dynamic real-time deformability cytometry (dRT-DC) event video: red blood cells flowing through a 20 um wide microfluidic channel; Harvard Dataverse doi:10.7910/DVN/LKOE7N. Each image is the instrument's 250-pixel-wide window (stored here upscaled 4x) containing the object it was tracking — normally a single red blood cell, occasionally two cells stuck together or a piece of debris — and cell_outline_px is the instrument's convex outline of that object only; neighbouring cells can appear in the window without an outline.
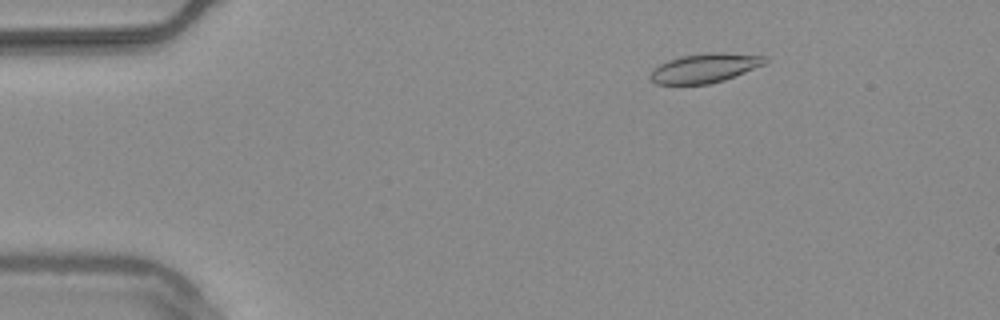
{"species": "common noctule bat (a hibernating species)", "species_latin": "Nyctalus noctula", "temperature_condition": "warm", "stored_images_in_passage": 55, "camera_frame_rate_fps": 3000, "um_per_image_px": 0.085, "animal": {"sex": "male", "body_mass_g": 20.4}, "frame": {"image": 1, "passage_image": 9, "time_ms": 2.667, "image_size_px": [1000, 320], "cell_outline_px": [[768, 60], [764, 64], [724, 80], [708, 84], [656, 84], [648, 76], [652, 68], [668, 60], [680, 56], [704, 52], [724, 52], [768, 56]], "centroid_in_image_um": [59.88, 5.77], "position_along_channel_um": 25.1, "area_um2": 19.71}}
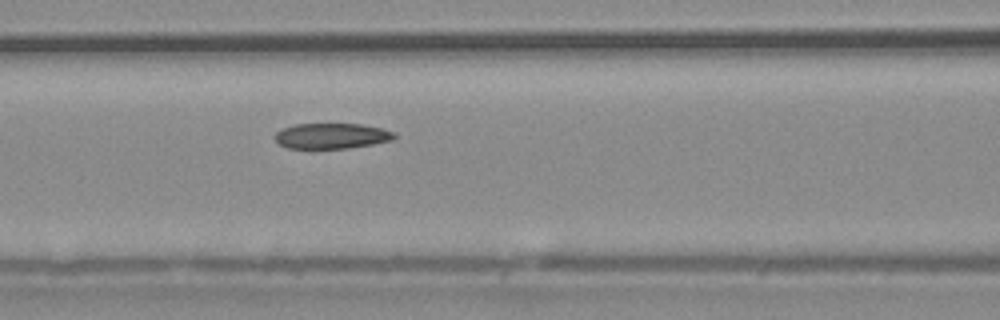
{"frame": {"image": 2, "passage_image": 24, "time_ms": 7.667, "image_size_px": [1000, 320], "cell_outline_px": [[396, 136], [392, 140], [372, 144], [348, 148], [288, 148], [280, 144], [272, 136], [280, 128], [296, 124], [360, 124], [384, 128], [396, 132]], "centroid_in_image_um": [28.19, 11.54], "position_along_channel_um": 138.4, "area_um2": 17.86}}
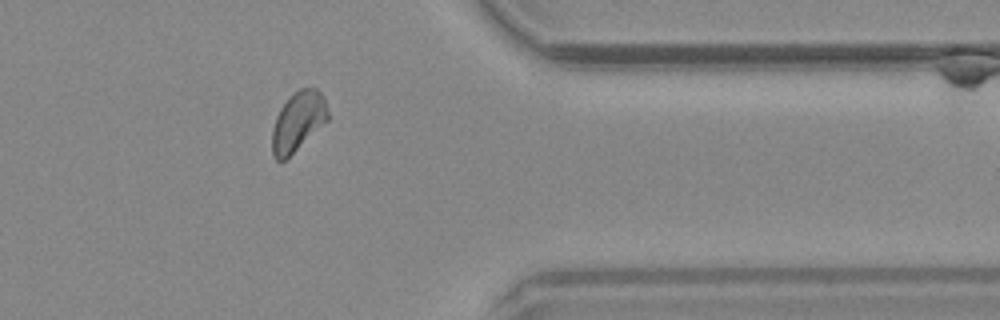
{"frame": {"image": 3, "passage_image": 45, "time_ms": 14.667, "image_size_px": [1000, 320], "cell_outline_px": [[328, 120], [284, 160], [276, 160], [272, 156], [272, 128], [276, 116], [280, 108], [288, 96], [300, 88], [316, 88], [320, 92], [324, 100], [328, 112]], "centroid_in_image_um": [25.3, 10.3], "position_along_channel_um": 386.1, "area_um2": 19.07}, "authors_computed_cell_mechanics": {"area_um2": 19.363, "velocity_mm_per_s": 3.7311, "shape_relaxation_time_tau1_ms": null, "shape_relaxation_time_tau2_ms": 3.2944, "deformation_change_tau1": null, "deformation_change_tau2": 0.0792}}